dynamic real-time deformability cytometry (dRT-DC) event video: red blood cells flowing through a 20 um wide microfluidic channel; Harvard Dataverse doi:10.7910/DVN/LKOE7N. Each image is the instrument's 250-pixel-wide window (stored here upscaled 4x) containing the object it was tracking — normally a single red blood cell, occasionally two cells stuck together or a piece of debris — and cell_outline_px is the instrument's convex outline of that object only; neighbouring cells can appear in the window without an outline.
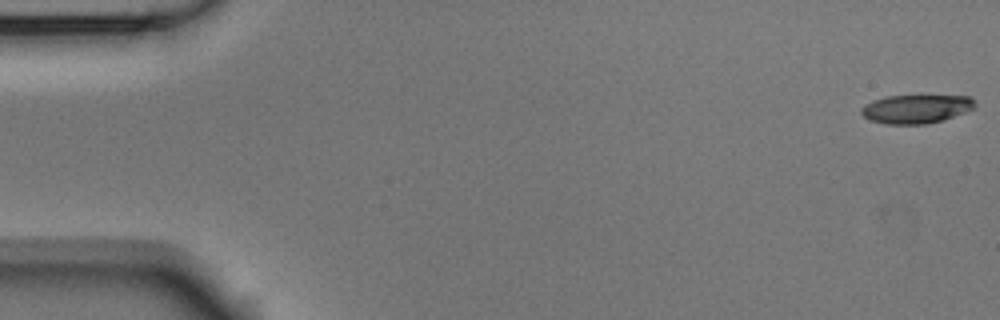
{"species": "Egyptian fruit bat (a non-hibernating species)", "species_latin": "Rousettus aegyptiacus", "temperature_condition": "room temperature", "stored_images_in_passage": 11, "camera_frame_rate_fps": 3000, "um_per_image_px": 0.085, "animal": {"sex": "male"}, "frame": {"image": 1, "passage_image": 1, "time_ms": 0.0, "image_size_px": [1000, 320], "cell_outline_px": [[976, 108], [940, 120], [924, 124], [888, 124], [872, 120], [864, 116], [860, 112], [860, 108], [864, 104], [872, 100], [888, 96], [920, 92], [968, 96], [976, 104]], "centroid_in_image_um": [77.88, 9.18], "position_along_channel_um": 7.1, "area_um2": 19.83}}